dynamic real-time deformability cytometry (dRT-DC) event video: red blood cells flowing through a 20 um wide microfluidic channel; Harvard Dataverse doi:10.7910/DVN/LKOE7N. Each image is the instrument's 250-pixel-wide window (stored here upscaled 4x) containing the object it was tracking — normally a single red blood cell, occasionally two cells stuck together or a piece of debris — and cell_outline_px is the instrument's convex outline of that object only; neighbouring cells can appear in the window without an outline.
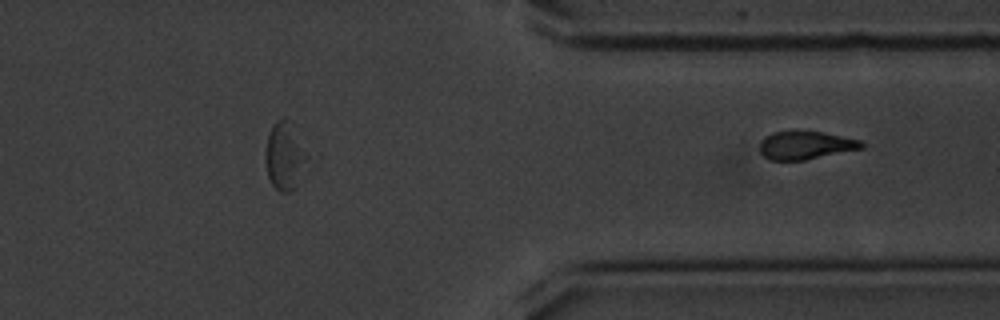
{"species": "common noctule bat (a hibernating species)", "species_latin": "Nyctalus noctula", "temperature_condition": "cold", "stored_images_in_passage": 41, "segment_of_instrument_passage": [2, 2], "camera_frame_rate_fps": 3000, "um_per_image_px": 0.085, "animal": {"sex": "male", "body_mass_g": 20.1, "forearm_length_mm": 53.5}, "frame": {"image": 1, "passage_image": 41, "time_ms": 13.333, "image_size_px": [1000, 320], "cell_outline_px": [[864, 148], [804, 160], [768, 160], [760, 152], [760, 140], [764, 136], [772, 132], [796, 128], [824, 132], [860, 140], [864, 144]], "centroid_in_image_um": [68.43, 12.3], "position_along_channel_um": 343.0, "area_um2": 17.34}}